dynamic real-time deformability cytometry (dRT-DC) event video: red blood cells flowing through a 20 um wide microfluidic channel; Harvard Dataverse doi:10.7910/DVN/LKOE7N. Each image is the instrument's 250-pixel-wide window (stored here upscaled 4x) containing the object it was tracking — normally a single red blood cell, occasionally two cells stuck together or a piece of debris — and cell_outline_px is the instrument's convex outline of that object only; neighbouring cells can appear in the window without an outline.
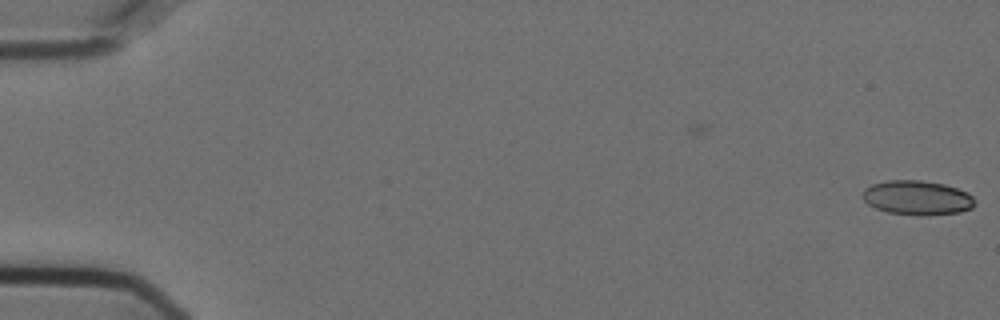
{"species": "Egyptian fruit bat (a non-hibernating species)", "species_latin": "Rousettus aegyptiacus", "temperature_condition": "cold", "stored_images_in_passage": 6, "camera_frame_rate_fps": 3000, "um_per_image_px": 0.085, "animal": {"sex": "female"}, "frame": {"image": 1, "passage_image": 6, "time_ms": 1.667, "image_size_px": [1000, 320], "cell_outline_px": [[976, 204], [972, 208], [960, 212], [928, 216], [920, 216], [888, 212], [876, 208], [868, 204], [864, 200], [864, 188], [872, 184], [888, 180], [920, 180], [944, 184], [968, 192], [976, 200]], "centroid_in_image_um": [78.0, 16.82], "position_along_channel_um": 7.0, "area_um2": 22.66}}